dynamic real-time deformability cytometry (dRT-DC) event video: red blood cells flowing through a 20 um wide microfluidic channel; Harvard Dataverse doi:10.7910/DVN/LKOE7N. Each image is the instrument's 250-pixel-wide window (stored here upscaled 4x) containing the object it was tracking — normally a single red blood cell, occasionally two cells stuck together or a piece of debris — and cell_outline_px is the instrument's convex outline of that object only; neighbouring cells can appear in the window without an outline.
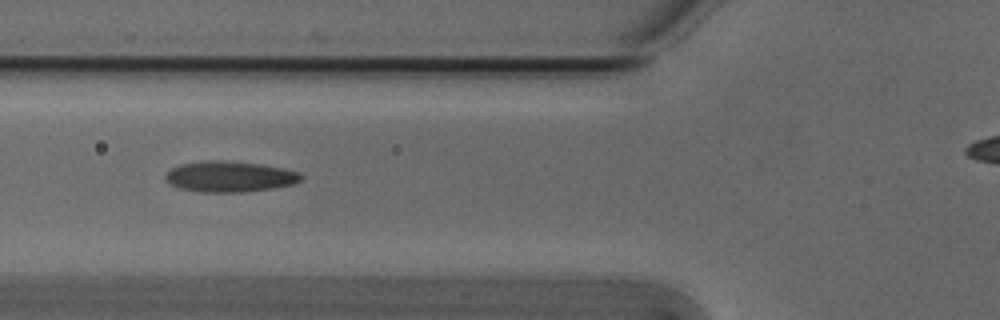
{"species": "Egyptian fruit bat (a non-hibernating species)", "species_latin": "Rousettus aegyptiacus", "temperature_condition": "cold", "stored_images_in_passage": 5, "camera_frame_rate_fps": 3000, "um_per_image_px": 0.085, "animal": {"sex": "male"}, "frame": {"image": 1, "passage_image": 4, "time_ms": 1.0, "image_size_px": [1000, 320], "cell_outline_px": [[304, 176], [300, 180], [292, 184], [272, 188], [244, 192], [200, 192], [180, 188], [168, 184], [164, 180], [164, 176], [172, 168], [180, 164], [208, 160], [216, 160], [260, 164], [300, 172]], "centroid_in_image_um": [19.48, 15.02], "position_along_channel_um": 106.3, "area_um2": 24.22}}